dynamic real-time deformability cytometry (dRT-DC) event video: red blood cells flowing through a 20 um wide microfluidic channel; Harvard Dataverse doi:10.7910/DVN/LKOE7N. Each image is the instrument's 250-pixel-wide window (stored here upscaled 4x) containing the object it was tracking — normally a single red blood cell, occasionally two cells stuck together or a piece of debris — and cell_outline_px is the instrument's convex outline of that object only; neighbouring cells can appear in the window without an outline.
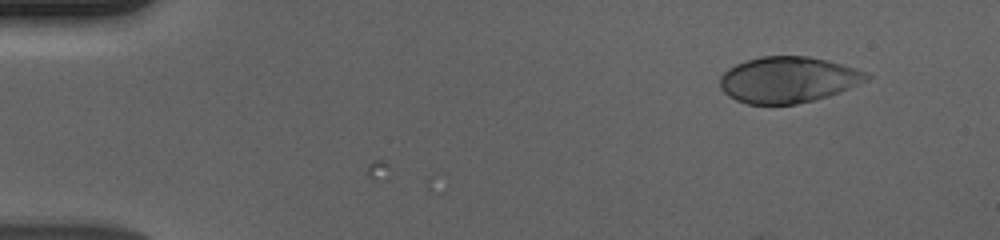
{"species": "human", "species_latin": "Homo sapiens", "temperature_condition": "cold", "stored_images_in_passage": 12, "camera_frame_rate_fps": 3000, "um_per_image_px": 0.085, "donor": {"sex": "male"}, "frame": {"image": 1, "passage_image": 1, "time_ms": 0.0, "image_size_px": [1000, 240], "cell_outline_px": [[872, 76], [868, 80], [840, 92], [828, 96], [796, 104], [748, 104], [736, 100], [728, 96], [720, 88], [720, 76], [728, 68], [736, 64], [760, 56], [808, 56], [828, 60], [864, 72]], "centroid_in_image_um": [66.96, 6.78], "position_along_channel_um": 18.0, "area_um2": 39.19}}
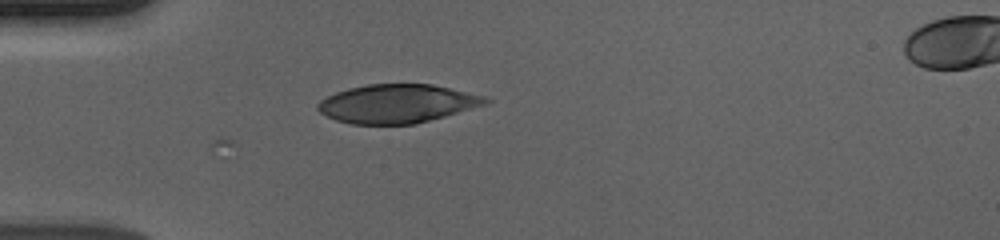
{"frame": {"image": 2, "passage_image": 12, "time_ms": 3.667, "image_size_px": [1000, 240], "cell_outline_px": [[492, 100], [488, 104], [416, 124], [352, 124], [336, 120], [320, 112], [316, 108], [316, 104], [320, 100], [336, 92], [348, 88], [368, 84], [432, 84], [484, 96]], "centroid_in_image_um": [33.76, 8.81], "position_along_channel_um": 51.2, "area_um2": 37.69}}